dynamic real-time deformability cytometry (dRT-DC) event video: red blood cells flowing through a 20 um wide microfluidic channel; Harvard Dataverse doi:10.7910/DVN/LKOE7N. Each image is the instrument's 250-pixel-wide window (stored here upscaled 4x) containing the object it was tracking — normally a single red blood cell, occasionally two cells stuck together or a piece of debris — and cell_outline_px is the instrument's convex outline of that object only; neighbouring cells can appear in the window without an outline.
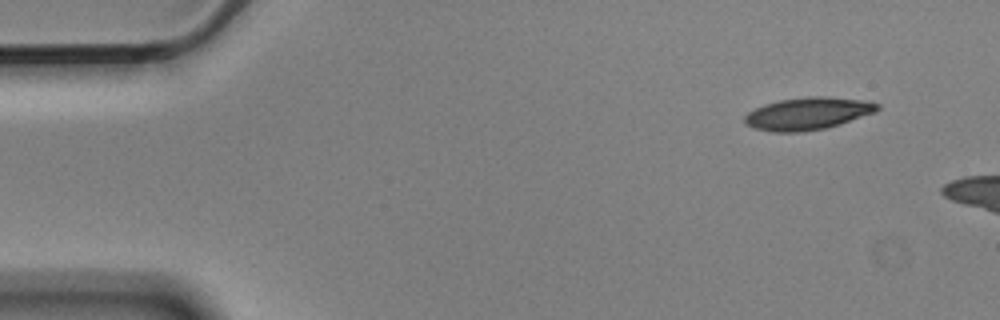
{"species": "Egyptian fruit bat (a non-hibernating species)", "species_latin": "Rousettus aegyptiacus", "temperature_condition": "cold", "stored_images_in_passage": 3, "camera_frame_rate_fps": 3000, "um_per_image_px": 0.085, "animal": {"sex": "male"}, "frame": {"image": 1, "passage_image": 1, "time_ms": 0.0, "image_size_px": [1000, 320], "cell_outline_px": [[880, 108], [876, 112], [840, 124], [824, 128], [800, 132], [772, 132], [752, 128], [744, 124], [744, 116], [748, 112], [764, 104], [780, 100], [812, 96], [824, 96], [864, 100], [880, 104]], "centroid_in_image_um": [68.65, 9.66], "position_along_channel_um": 16.4, "area_um2": 25.09}}